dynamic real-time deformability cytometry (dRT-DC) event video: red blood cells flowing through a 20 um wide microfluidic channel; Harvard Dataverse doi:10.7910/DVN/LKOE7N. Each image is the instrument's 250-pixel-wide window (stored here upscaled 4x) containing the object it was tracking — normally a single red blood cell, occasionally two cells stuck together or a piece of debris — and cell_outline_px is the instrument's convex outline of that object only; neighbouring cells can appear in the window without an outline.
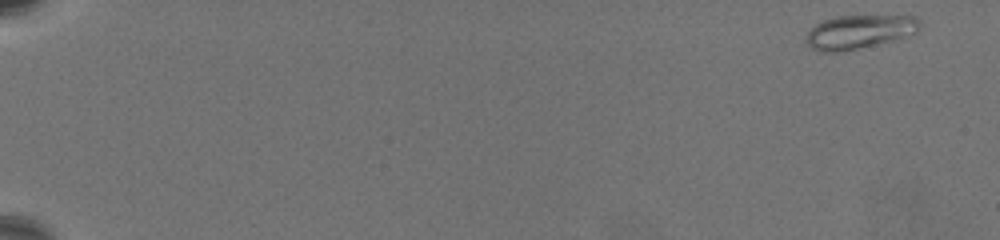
{"species": "common noctule bat (a hibernating species)", "species_latin": "Nyctalus noctula", "temperature_condition": "warm", "stored_images_in_passage": 64, "camera_frame_rate_fps": 3000, "um_per_image_px": 0.085, "animal": {"sex": "female", "body_mass_g": 19.5, "forearm_length_mm": 54.1}, "frame": {"image": 1, "passage_image": 1, "time_ms": 0.0, "image_size_px": [1000, 240], "cell_outline_px": [[920, 28], [916, 32], [892, 40], [856, 48], [836, 52], [820, 52], [812, 48], [804, 40], [808, 32], [816, 24], [824, 20], [836, 16], [916, 16], [920, 20]], "centroid_in_image_um": [73.01, 2.69], "position_along_channel_um": 12.0, "area_um2": 21.96}}
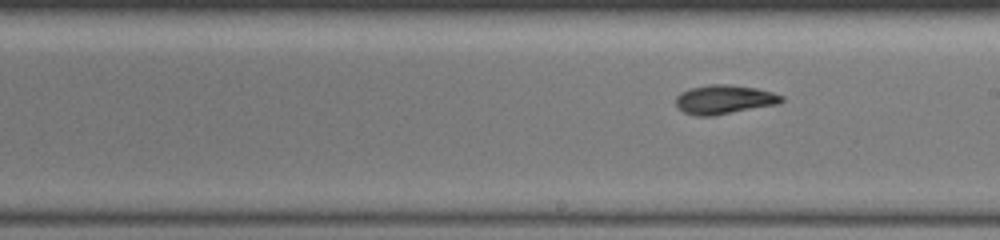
{"frame": {"image": 2, "passage_image": 39, "time_ms": 12.667, "image_size_px": [1000, 240], "cell_outline_px": [[784, 100], [780, 104], [712, 116], [696, 116], [684, 112], [676, 104], [676, 96], [680, 92], [688, 88], [708, 84], [728, 84], [756, 88], [772, 92], [784, 96]], "centroid_in_image_um": [61.57, 8.45], "position_along_channel_um": 227.4, "area_um2": 18.09}}
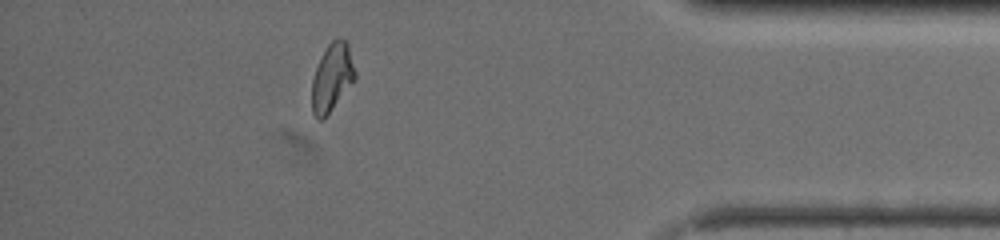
{"frame": {"image": 3, "passage_image": 58, "time_ms": 19.0, "image_size_px": [1000, 240], "cell_outline_px": [[356, 76], [328, 112], [320, 120], [316, 120], [312, 112], [312, 80], [316, 68], [328, 44], [336, 36], [340, 36], [348, 44], [356, 72]], "centroid_in_image_um": [28.21, 6.52], "position_along_channel_um": 407.0, "area_um2": 16.53}, "authors_computed_cell_mechanics": {"area_um2": 17.7157, "velocity_mm_per_s": 3.3147, "shape_relaxation_time_tau1_ms": 6.4386, "shape_relaxation_time_tau2_ms": 2.0267, "deformation_change_tau1": 0.1941, "deformation_change_tau2": 0.0682}}